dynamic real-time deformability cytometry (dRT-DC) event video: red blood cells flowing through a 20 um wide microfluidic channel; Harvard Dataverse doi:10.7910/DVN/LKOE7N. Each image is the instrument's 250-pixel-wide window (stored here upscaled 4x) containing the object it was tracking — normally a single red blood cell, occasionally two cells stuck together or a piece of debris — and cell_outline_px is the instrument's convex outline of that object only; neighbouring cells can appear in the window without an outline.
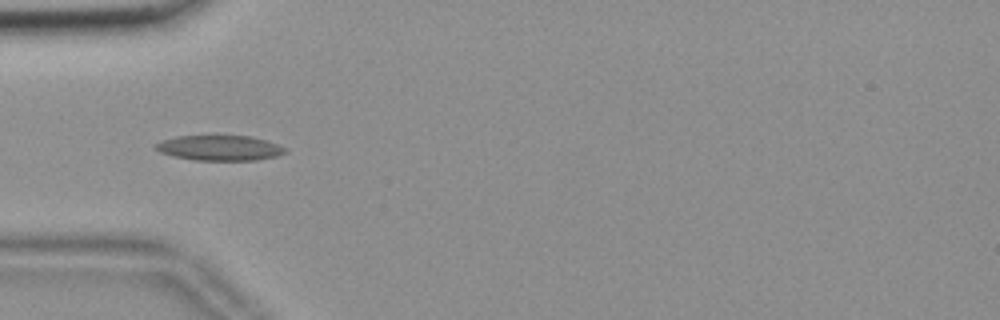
{"species": "common noctule bat (a hibernating species)", "species_latin": "Nyctalus noctula", "temperature_condition": "room temperature", "stored_images_in_passage": 6, "camera_frame_rate_fps": 3000, "um_per_image_px": 0.085, "animal": {"sex": "female", "body_mass_g": 18.4}, "frame": {"image": 1, "passage_image": 3, "time_ms": 0.667, "image_size_px": [1000, 320], "cell_outline_px": [[288, 152], [276, 156], [256, 160], [192, 160], [160, 152], [156, 148], [156, 144], [164, 140], [176, 136], [252, 136], [276, 144], [284, 148]], "centroid_in_image_um": [18.69, 12.58], "position_along_channel_um": 66.3, "area_um2": 18.67}}